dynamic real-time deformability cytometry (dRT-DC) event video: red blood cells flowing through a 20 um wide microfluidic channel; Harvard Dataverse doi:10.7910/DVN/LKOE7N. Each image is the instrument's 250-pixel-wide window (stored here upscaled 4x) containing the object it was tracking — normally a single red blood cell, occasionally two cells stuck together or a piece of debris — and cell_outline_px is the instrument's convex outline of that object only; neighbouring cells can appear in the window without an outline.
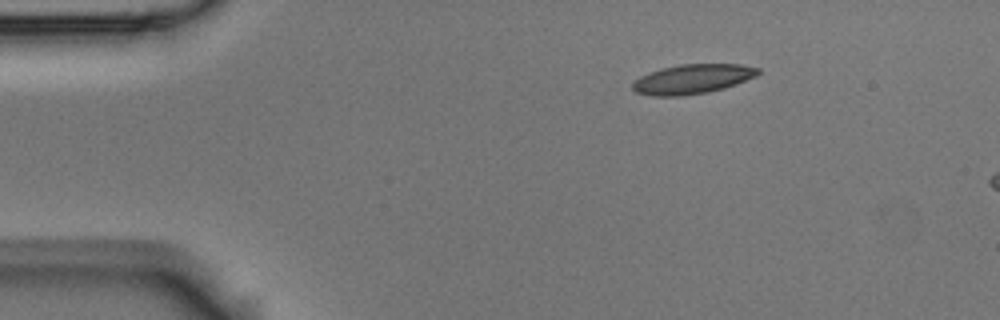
{"species": "Egyptian fruit bat (a non-hibernating species)", "species_latin": "Rousettus aegyptiacus", "temperature_condition": "room temperature", "stored_images_in_passage": 3, "camera_frame_rate_fps": 3000, "um_per_image_px": 0.085, "animal": {"sex": "male"}, "frame": {"image": 1, "passage_image": 1, "time_ms": 0.0, "image_size_px": [1000, 320], "cell_outline_px": [[760, 72], [756, 76], [736, 84], [724, 88], [708, 92], [680, 96], [652, 96], [636, 92], [632, 88], [632, 84], [640, 76], [660, 68], [680, 64], [740, 64], [760, 68]], "centroid_in_image_um": [58.86, 6.71], "position_along_channel_um": 26.1, "area_um2": 21.62}}